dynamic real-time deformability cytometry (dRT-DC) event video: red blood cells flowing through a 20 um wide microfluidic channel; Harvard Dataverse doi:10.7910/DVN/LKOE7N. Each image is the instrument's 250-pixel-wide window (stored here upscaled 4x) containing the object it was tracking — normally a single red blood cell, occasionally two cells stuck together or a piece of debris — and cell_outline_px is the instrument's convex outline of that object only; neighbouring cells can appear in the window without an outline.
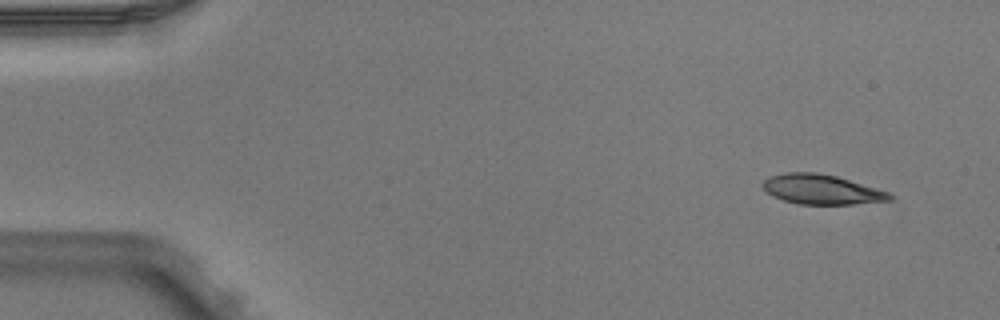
{"species": "Egyptian fruit bat (a non-hibernating species)", "species_latin": "Rousettus aegyptiacus", "temperature_condition": "warm", "stored_images_in_passage": 4, "camera_frame_rate_fps": 3000, "um_per_image_px": 0.085, "animal": {"sex": "male"}, "frame": {"image": 1, "passage_image": 1, "time_ms": 0.0, "image_size_px": [1000, 320], "cell_outline_px": [[892, 200], [852, 204], [796, 204], [772, 196], [760, 184], [764, 180], [772, 176], [784, 172], [816, 172], [836, 176], [888, 192], [892, 196]], "centroid_in_image_um": [69.79, 16.1], "position_along_channel_um": 15.2, "area_um2": 21.79}}
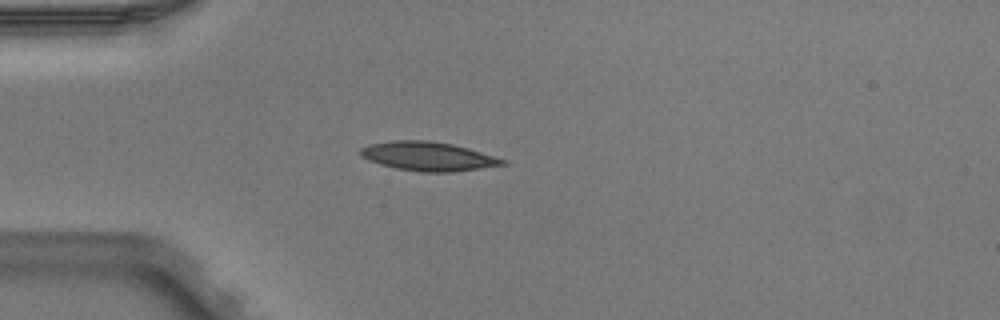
{"frame": {"image": 2, "passage_image": 4, "time_ms": 1.0, "image_size_px": [1000, 320], "cell_outline_px": [[508, 164], [452, 172], [420, 172], [396, 168], [380, 164], [368, 160], [360, 156], [360, 148], [368, 144], [392, 140], [428, 140], [452, 144], [468, 148], [508, 160]], "centroid_in_image_um": [36.38, 13.28], "position_along_channel_um": 48.6, "area_um2": 24.1}}